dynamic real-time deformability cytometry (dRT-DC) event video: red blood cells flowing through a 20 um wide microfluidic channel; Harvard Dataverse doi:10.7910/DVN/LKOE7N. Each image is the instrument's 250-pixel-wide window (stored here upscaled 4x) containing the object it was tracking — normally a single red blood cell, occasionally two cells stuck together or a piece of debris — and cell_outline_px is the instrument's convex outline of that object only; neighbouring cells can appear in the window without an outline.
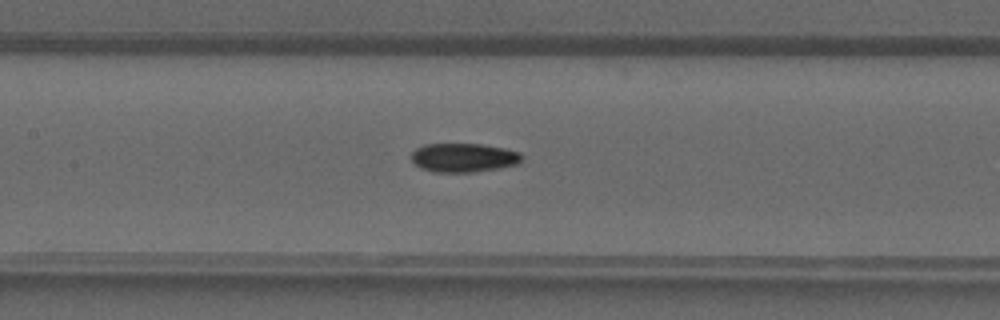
{"species": "common noctule bat (a hibernating species)", "species_latin": "Nyctalus noctula", "temperature_condition": "warm", "stored_images_in_passage": 40, "camera_frame_rate_fps": 3000, "um_per_image_px": 0.085, "animal": {"sex": "male", "forearm_length_mm": 52.5}, "frame": {"image": 1, "passage_image": 19, "time_ms": 6.0, "image_size_px": [1000, 320], "cell_outline_px": [[520, 160], [516, 164], [496, 168], [472, 172], [432, 172], [420, 168], [412, 160], [412, 152], [416, 148], [424, 144], [480, 144], [504, 148], [520, 152]], "centroid_in_image_um": [39.35, 13.39], "position_along_channel_um": 168.0, "area_um2": 18.38}}
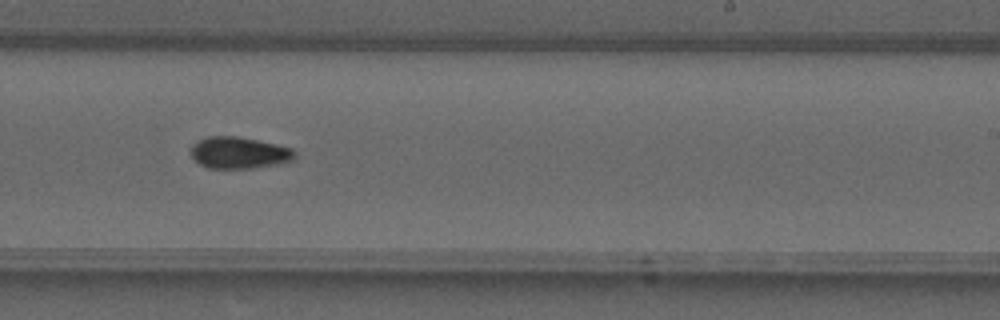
{"frame": {"image": 2, "passage_image": 25, "time_ms": 8.0, "image_size_px": [1000, 320], "cell_outline_px": [[296, 160], [256, 168], [208, 168], [200, 164], [192, 156], [192, 144], [208, 136], [240, 136], [276, 144], [292, 148], [296, 152]], "centroid_in_image_um": [20.37, 12.98], "position_along_channel_um": 268.6, "area_um2": 19.25}}
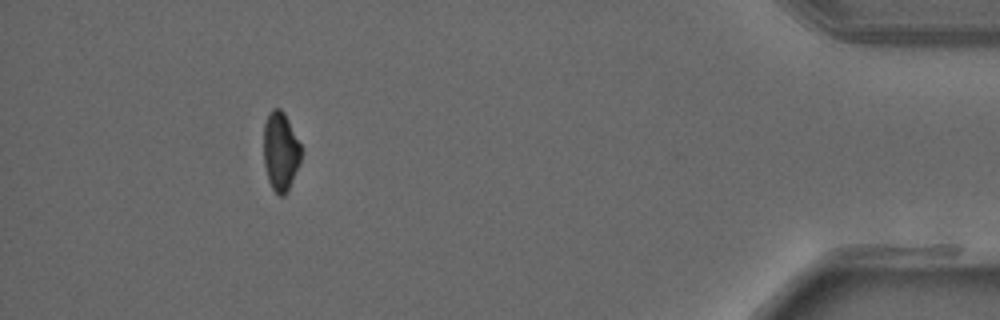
{"frame": {"image": 3, "passage_image": 37, "time_ms": 12.0, "image_size_px": [1000, 320], "cell_outline_px": [[300, 160], [288, 188], [284, 196], [280, 196], [272, 188], [268, 180], [264, 164], [264, 124], [268, 112], [272, 108], [280, 108], [284, 112], [300, 144]], "centroid_in_image_um": [23.81, 12.82], "position_along_channel_um": 411.4, "area_um2": 16.88}}